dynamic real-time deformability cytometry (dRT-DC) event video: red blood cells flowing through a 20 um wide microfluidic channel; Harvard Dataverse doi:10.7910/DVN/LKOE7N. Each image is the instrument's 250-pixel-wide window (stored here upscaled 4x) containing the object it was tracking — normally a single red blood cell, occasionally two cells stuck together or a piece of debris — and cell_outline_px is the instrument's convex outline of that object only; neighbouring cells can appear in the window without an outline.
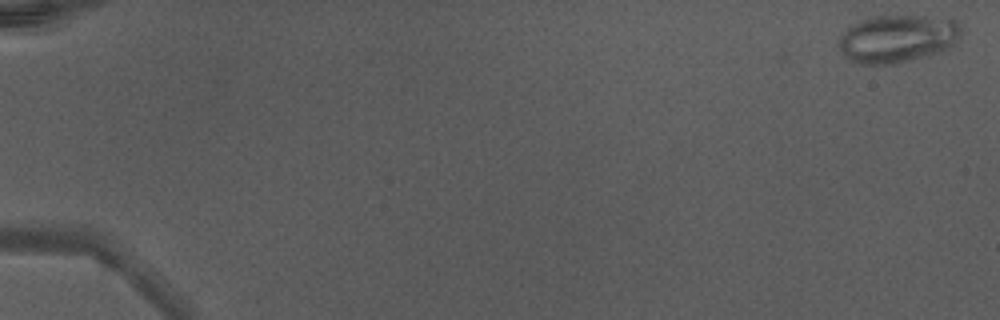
{"species": "Egyptian fruit bat (a non-hibernating species)", "species_latin": "Rousettus aegyptiacus", "temperature_condition": "warm", "stored_images_in_passage": 48, "camera_frame_rate_fps": 3000, "um_per_image_px": 0.085, "animal": {"sex": "male"}, "frame": {"image": 1, "passage_image": 1, "time_ms": 0.0, "image_size_px": [1000, 320], "cell_outline_px": [[960, 36], [948, 48], [940, 52], [892, 64], [860, 64], [848, 60], [844, 56], [840, 48], [840, 36], [852, 24], [860, 20], [872, 16], [924, 16], [956, 20], [960, 28]], "centroid_in_image_um": [76.25, 3.28], "position_along_channel_um": 8.7, "area_um2": 33.7}}
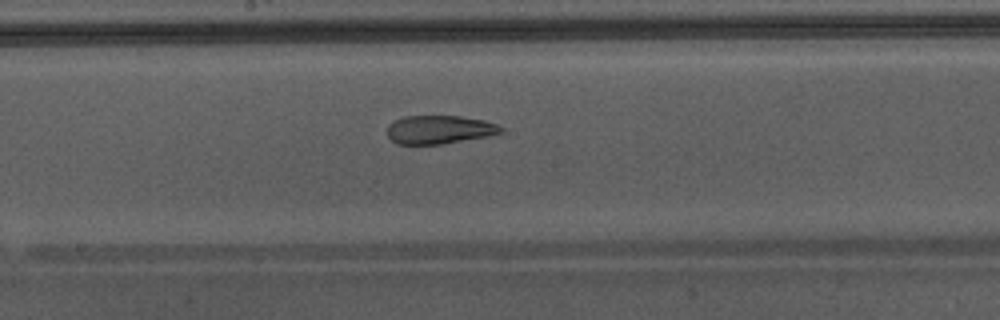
{"frame": {"image": 2, "passage_image": 28, "time_ms": 9.0, "image_size_px": [1000, 320], "cell_outline_px": [[504, 132], [488, 136], [440, 144], [396, 144], [388, 136], [388, 124], [404, 116], [460, 116], [484, 120], [496, 124], [504, 128]], "centroid_in_image_um": [37.36, 11.01], "position_along_channel_um": 210.8, "area_um2": 18.79}}
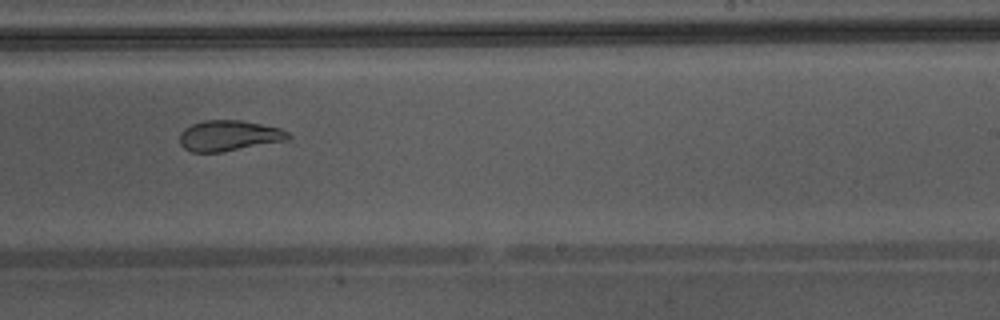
{"frame": {"image": 3, "passage_image": 32, "time_ms": 10.333, "image_size_px": [1000, 320], "cell_outline_px": [[292, 136], [288, 140], [220, 152], [192, 152], [184, 148], [180, 144], [180, 132], [184, 128], [192, 124], [204, 120], [240, 120], [280, 128], [288, 132]], "centroid_in_image_um": [19.45, 11.53], "position_along_channel_um": 269.6, "area_um2": 19.31}, "authors_computed_cell_mechanics": {"area_um2": 24.2471, "velocity_mm_per_s": 4.4137, "shape_relaxation_time_tau1_ms": null, "shape_relaxation_time_tau2_ms": 1.629, "deformation_change_tau1": null, "deformation_change_tau2": 0.0808}}